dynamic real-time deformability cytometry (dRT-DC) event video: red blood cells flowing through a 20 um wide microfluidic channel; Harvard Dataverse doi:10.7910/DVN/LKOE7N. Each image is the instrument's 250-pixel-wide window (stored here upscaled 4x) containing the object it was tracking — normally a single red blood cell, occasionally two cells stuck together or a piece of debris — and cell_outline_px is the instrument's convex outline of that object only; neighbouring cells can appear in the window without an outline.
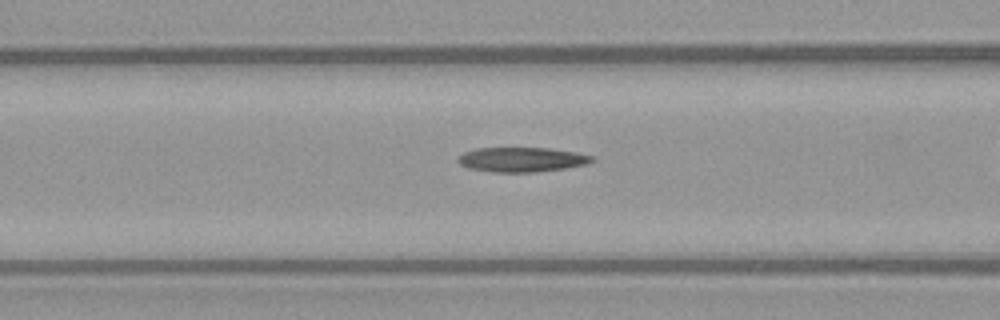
{"species": "common noctule bat (a hibernating species)", "species_latin": "Nyctalus noctula", "temperature_condition": "warm", "stored_images_in_passage": 13, "camera_frame_rate_fps": 3000, "um_per_image_px": 0.085, "animal": {"sex": "female", "body_mass_g": 21.9}, "frame": {"image": 1, "passage_image": 6, "time_ms": 1.667, "image_size_px": [1000, 320], "cell_outline_px": [[596, 160], [588, 164], [564, 168], [536, 172], [492, 172], [468, 168], [460, 164], [456, 160], [464, 152], [476, 148], [548, 148], [576, 152], [592, 156]], "centroid_in_image_um": [44.35, 13.56], "position_along_channel_um": 122.2, "area_um2": 19.25}}